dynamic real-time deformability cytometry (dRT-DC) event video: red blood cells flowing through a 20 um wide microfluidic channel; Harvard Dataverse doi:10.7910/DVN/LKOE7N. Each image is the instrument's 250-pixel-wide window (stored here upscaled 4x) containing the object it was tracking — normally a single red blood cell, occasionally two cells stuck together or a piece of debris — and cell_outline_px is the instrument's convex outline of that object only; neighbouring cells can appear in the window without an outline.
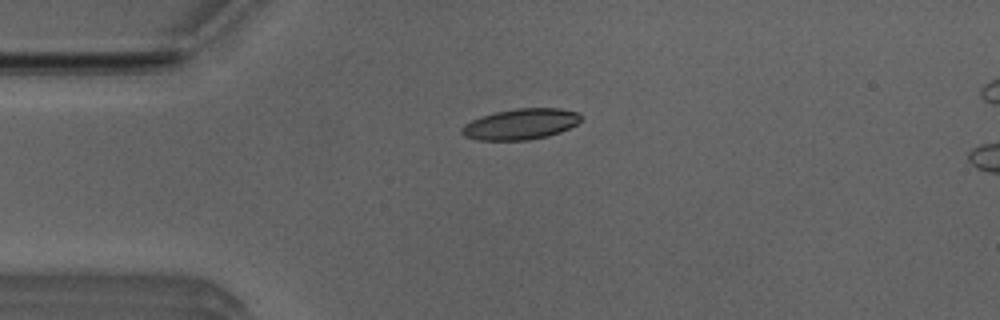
{"species": "Egyptian fruit bat (a non-hibernating species)", "species_latin": "Rousettus aegyptiacus", "temperature_condition": "room temperature", "stored_images_in_passage": 16, "camera_frame_rate_fps": 3000, "um_per_image_px": 0.085, "animal": {"sex": "male"}, "frame": {"image": 1, "passage_image": 12, "time_ms": 3.667, "image_size_px": [1000, 320], "cell_outline_px": [[580, 120], [576, 124], [560, 132], [548, 136], [528, 140], [476, 140], [464, 136], [460, 132], [460, 128], [464, 124], [480, 116], [496, 112], [516, 108], [560, 108], [576, 112], [580, 116]], "centroid_in_image_um": [44.2, 10.55], "position_along_channel_um": 40.8, "area_um2": 21.39}}